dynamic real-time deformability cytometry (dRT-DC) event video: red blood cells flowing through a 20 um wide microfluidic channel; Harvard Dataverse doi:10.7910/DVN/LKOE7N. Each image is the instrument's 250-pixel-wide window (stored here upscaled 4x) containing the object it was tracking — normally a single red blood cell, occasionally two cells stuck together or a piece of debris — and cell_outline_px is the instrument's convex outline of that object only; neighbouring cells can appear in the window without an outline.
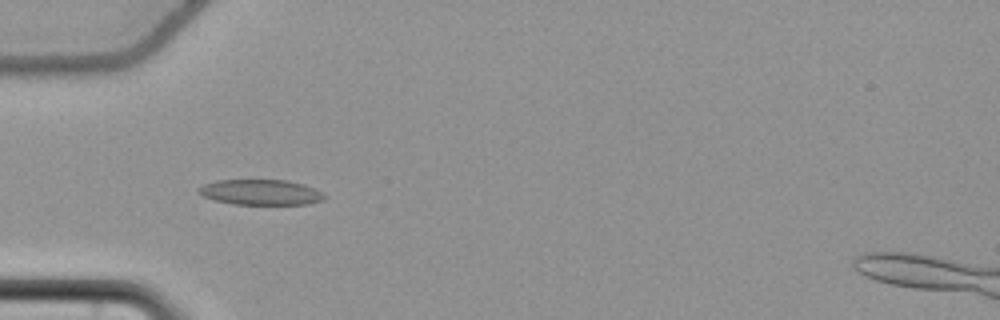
{"species": "common noctule bat (a hibernating species)", "species_latin": "Nyctalus noctula", "temperature_condition": "cold", "stored_images_in_passage": 58, "camera_frame_rate_fps": 3000, "um_per_image_px": 0.085, "animal": {"sex": "female", "body_mass_g": 22.7, "forearm_length_mm": 54.2}, "frame": {"image": 1, "passage_image": 20, "time_ms": 6.333, "image_size_px": [1000, 320], "cell_outline_px": [[328, 196], [324, 200], [308, 204], [232, 204], [216, 200], [204, 196], [196, 188], [204, 184], [216, 180], [288, 180], [304, 184]], "centroid_in_image_um": [22.18, 16.34], "position_along_channel_um": 62.8, "area_um2": 18.55}}
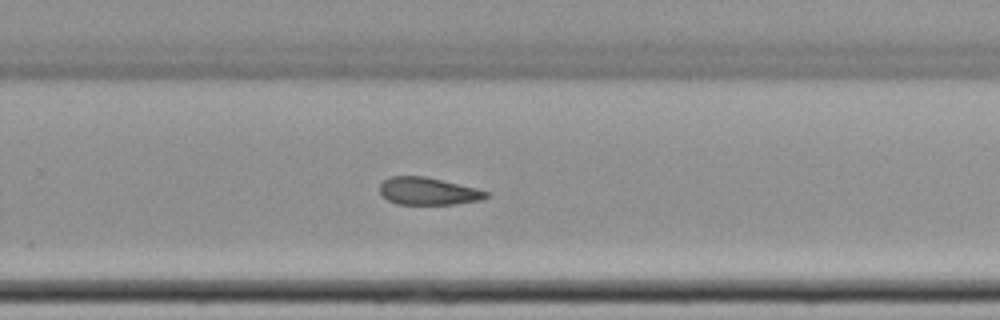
{"frame": {"image": 2, "passage_image": 39, "time_ms": 12.667, "image_size_px": [1000, 320], "cell_outline_px": [[492, 196], [484, 200], [456, 204], [396, 204], [380, 196], [380, 184], [384, 180], [392, 176], [424, 176], [476, 188], [488, 192]], "centroid_in_image_um": [36.41, 16.26], "position_along_channel_um": 293.4, "area_um2": 17.17}}
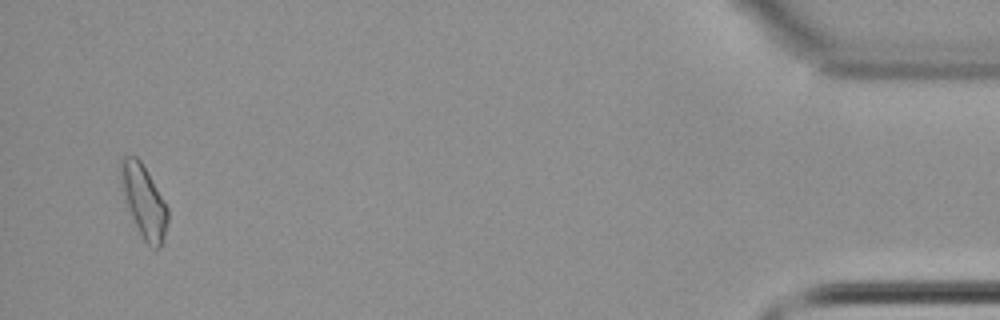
{"frame": {"image": 3, "passage_image": 56, "time_ms": 18.333, "image_size_px": [1000, 320], "cell_outline_px": [[168, 220], [164, 240], [160, 248], [152, 248], [144, 240], [132, 216], [124, 196], [120, 184], [120, 156], [136, 156], [140, 160], [168, 208]], "centroid_in_image_um": [12.22, 17.09], "position_along_channel_um": 423.0, "area_um2": 19.48}, "authors_computed_cell_mechanics": {"area_um2": 18.5249, "velocity_mm_per_s": 3.7084, "shape_relaxation_time_tau1_ms": null, "shape_relaxation_time_tau2_ms": 7.3408, "deformation_change_tau1": null, "deformation_change_tau2": 0.1471}}